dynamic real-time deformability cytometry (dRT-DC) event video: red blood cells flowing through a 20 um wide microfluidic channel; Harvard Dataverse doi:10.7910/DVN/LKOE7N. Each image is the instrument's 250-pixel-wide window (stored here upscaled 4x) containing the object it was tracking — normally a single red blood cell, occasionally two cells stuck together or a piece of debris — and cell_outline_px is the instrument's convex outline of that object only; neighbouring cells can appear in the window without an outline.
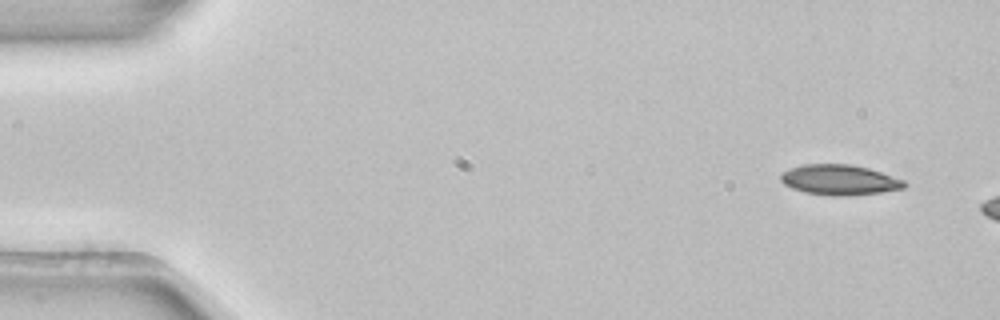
{"species": "common noctule bat (a hibernating species)", "species_latin": "Nyctalus noctula", "temperature_condition": "room temperature", "stored_images_in_passage": 3, "camera_frame_rate_fps": 3000, "um_per_image_px": 0.085, "animal": {"sex": "female", "body_mass_g": 22.7, "forearm_length_mm": 54.2}, "frame": {"image": 1, "passage_image": 1, "time_ms": 0.0, "image_size_px": [1000, 320], "cell_outline_px": [[908, 184], [904, 188], [880, 192], [844, 196], [832, 196], [804, 192], [792, 188], [784, 184], [780, 180], [780, 172], [788, 168], [804, 164], [852, 164], [868, 168], [904, 180]], "centroid_in_image_um": [71.31, 15.28], "position_along_channel_um": 13.7, "area_um2": 21.91}}